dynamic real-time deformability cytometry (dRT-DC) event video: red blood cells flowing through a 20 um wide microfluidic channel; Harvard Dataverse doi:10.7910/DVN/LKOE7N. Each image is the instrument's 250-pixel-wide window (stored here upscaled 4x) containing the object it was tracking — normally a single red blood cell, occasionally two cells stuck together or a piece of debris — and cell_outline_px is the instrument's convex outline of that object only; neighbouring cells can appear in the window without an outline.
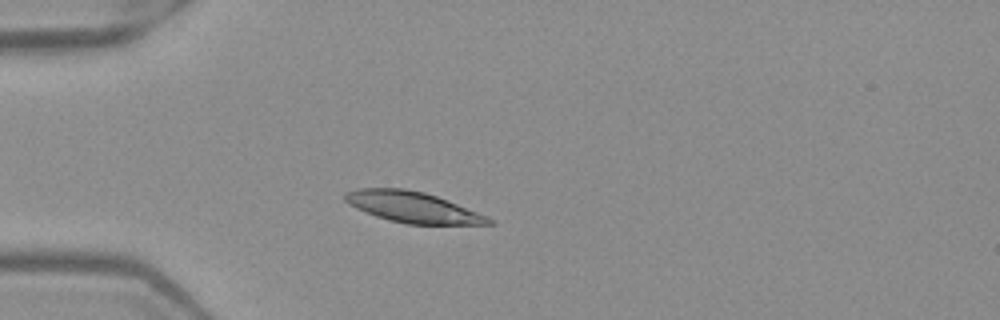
{"species": "Egyptian fruit bat (a non-hibernating species)", "species_latin": "Rousettus aegyptiacus", "temperature_condition": "warm", "stored_images_in_passage": 49, "camera_frame_rate_fps": 3000, "um_per_image_px": 0.085, "frame": {"image": 1, "passage_image": 12, "time_ms": 3.667, "image_size_px": [1000, 320], "cell_outline_px": [[496, 224], [408, 224], [376, 216], [356, 208], [348, 204], [344, 200], [344, 192], [356, 188], [404, 188], [424, 192], [448, 200], [488, 216]], "centroid_in_image_um": [35.06, 17.59], "position_along_channel_um": 49.9, "area_um2": 25.72}}
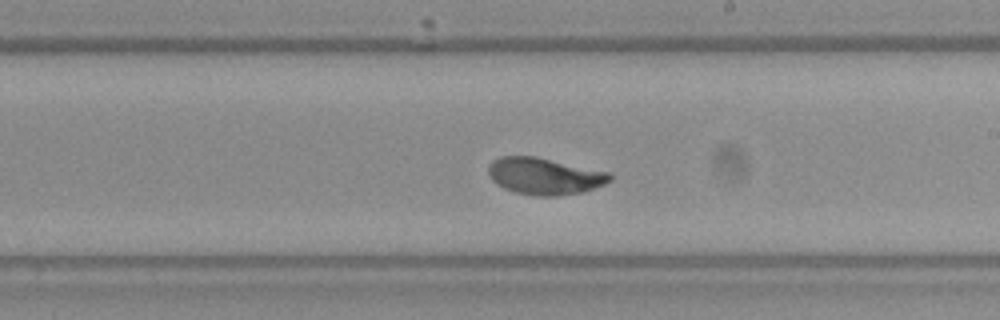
{"frame": {"image": 2, "passage_image": 28, "time_ms": 9.0, "image_size_px": [1000, 320], "cell_outline_px": [[612, 180], [604, 184], [584, 192], [556, 196], [536, 196], [516, 192], [504, 188], [492, 180], [488, 176], [488, 168], [492, 160], [500, 156], [536, 156], [608, 172], [612, 176]], "centroid_in_image_um": [46.27, 14.97], "position_along_channel_um": 242.7, "area_um2": 26.07}}
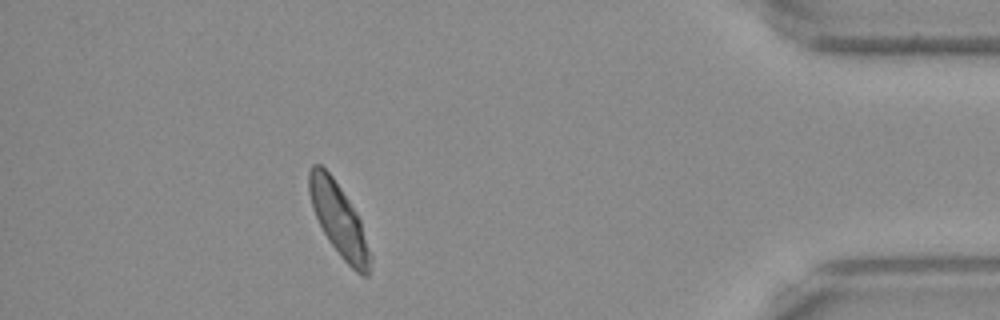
{"frame": {"image": 3, "passage_image": 44, "time_ms": 14.333, "image_size_px": [1000, 320], "cell_outline_px": [[372, 260], [368, 276], [360, 276], [340, 256], [328, 240], [312, 208], [308, 192], [308, 172], [312, 164], [320, 164], [332, 176], [356, 212], [360, 220], [372, 256]], "centroid_in_image_um": [28.8, 18.7], "position_along_channel_um": 406.4, "area_um2": 25.72}, "authors_computed_cell_mechanics": {"area_um2": 25.6632, "velocity_mm_per_s": 3.9342, "shape_relaxation_time_tau1_ms": 2.7602, "shape_relaxation_time_tau2_ms": null, "deformation_change_tau1": 0.1424, "deformation_change_tau2": null}}